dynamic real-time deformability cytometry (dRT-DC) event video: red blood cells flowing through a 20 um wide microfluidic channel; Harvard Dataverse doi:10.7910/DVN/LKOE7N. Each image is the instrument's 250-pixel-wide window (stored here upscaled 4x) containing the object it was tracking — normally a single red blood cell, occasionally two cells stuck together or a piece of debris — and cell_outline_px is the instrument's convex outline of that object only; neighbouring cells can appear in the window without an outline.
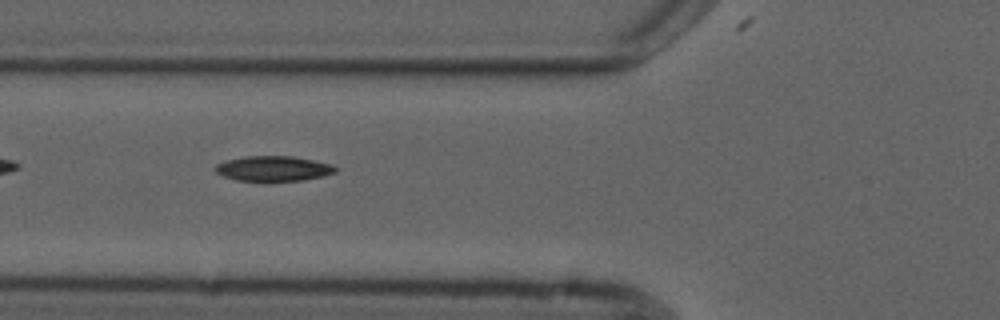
{"species": "common noctule bat (a hibernating species)", "species_latin": "Nyctalus noctula", "temperature_condition": "cold", "stored_images_in_passage": 5, "camera_frame_rate_fps": 3000, "um_per_image_px": 0.085, "animal": {"sex": "male", "forearm_length_mm": 52.5}, "frame": {"image": 1, "passage_image": 4, "time_ms": 4.333, "image_size_px": [1000, 320], "cell_outline_px": [[336, 172], [324, 176], [304, 180], [236, 180], [224, 176], [216, 172], [216, 164], [224, 160], [244, 156], [292, 156], [332, 164], [336, 168]], "centroid_in_image_um": [23.24, 14.31], "position_along_channel_um": 102.6, "area_um2": 17.4}}
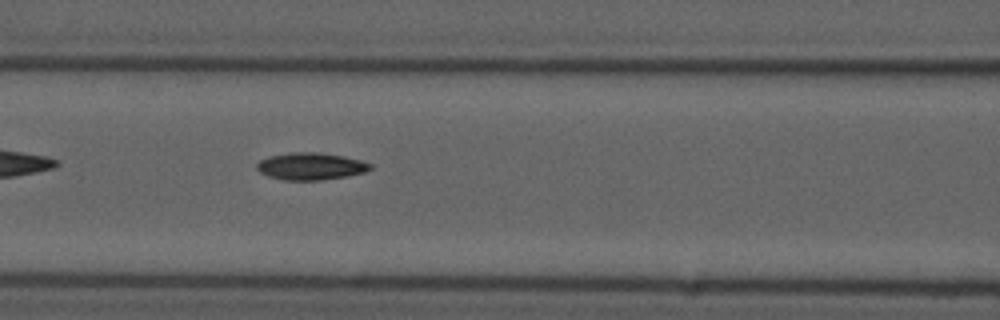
{"frame": {"image": 2, "passage_image": 5, "time_ms": 5.333, "image_size_px": [1000, 320], "cell_outline_px": [[372, 168], [364, 172], [344, 176], [320, 180], [284, 180], [268, 176], [260, 172], [256, 168], [256, 164], [260, 160], [272, 156], [292, 152], [320, 152], [344, 156], [360, 160], [372, 164]], "centroid_in_image_um": [26.4, 14.13], "position_along_channel_um": 140.2, "area_um2": 17.8}}